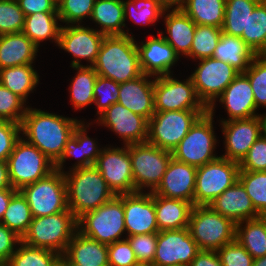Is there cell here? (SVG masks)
<instances>
[{
	"label": "cell",
	"mask_w": 266,
	"mask_h": 266,
	"mask_svg": "<svg viewBox=\"0 0 266 266\" xmlns=\"http://www.w3.org/2000/svg\"><path fill=\"white\" fill-rule=\"evenodd\" d=\"M79 123L74 118L27 107L21 131L27 136L29 144L37 147L55 164Z\"/></svg>",
	"instance_id": "6da1fadb"
},
{
	"label": "cell",
	"mask_w": 266,
	"mask_h": 266,
	"mask_svg": "<svg viewBox=\"0 0 266 266\" xmlns=\"http://www.w3.org/2000/svg\"><path fill=\"white\" fill-rule=\"evenodd\" d=\"M135 42L130 35L105 36L92 66L96 73L119 84L141 76L143 73Z\"/></svg>",
	"instance_id": "7a4b0ae2"
},
{
	"label": "cell",
	"mask_w": 266,
	"mask_h": 266,
	"mask_svg": "<svg viewBox=\"0 0 266 266\" xmlns=\"http://www.w3.org/2000/svg\"><path fill=\"white\" fill-rule=\"evenodd\" d=\"M64 177L68 209L77 220L116 196L94 165L71 168L70 173L64 172Z\"/></svg>",
	"instance_id": "3957f363"
},
{
	"label": "cell",
	"mask_w": 266,
	"mask_h": 266,
	"mask_svg": "<svg viewBox=\"0 0 266 266\" xmlns=\"http://www.w3.org/2000/svg\"><path fill=\"white\" fill-rule=\"evenodd\" d=\"M77 230V219L67 209L53 215L33 217L22 242L31 247L46 248L63 255Z\"/></svg>",
	"instance_id": "277c9868"
},
{
	"label": "cell",
	"mask_w": 266,
	"mask_h": 266,
	"mask_svg": "<svg viewBox=\"0 0 266 266\" xmlns=\"http://www.w3.org/2000/svg\"><path fill=\"white\" fill-rule=\"evenodd\" d=\"M188 228L201 251H218L236 240V224L209 205L192 207Z\"/></svg>",
	"instance_id": "5b68a950"
},
{
	"label": "cell",
	"mask_w": 266,
	"mask_h": 266,
	"mask_svg": "<svg viewBox=\"0 0 266 266\" xmlns=\"http://www.w3.org/2000/svg\"><path fill=\"white\" fill-rule=\"evenodd\" d=\"M78 231L83 235L110 245L126 232L123 194L82 215L77 220Z\"/></svg>",
	"instance_id": "8992f818"
},
{
	"label": "cell",
	"mask_w": 266,
	"mask_h": 266,
	"mask_svg": "<svg viewBox=\"0 0 266 266\" xmlns=\"http://www.w3.org/2000/svg\"><path fill=\"white\" fill-rule=\"evenodd\" d=\"M208 110L155 112L148 120V143L172 152L195 122Z\"/></svg>",
	"instance_id": "52a82bcc"
},
{
	"label": "cell",
	"mask_w": 266,
	"mask_h": 266,
	"mask_svg": "<svg viewBox=\"0 0 266 266\" xmlns=\"http://www.w3.org/2000/svg\"><path fill=\"white\" fill-rule=\"evenodd\" d=\"M7 164L10 185L16 190L45 178L55 170L54 163L22 137L16 142Z\"/></svg>",
	"instance_id": "ba28073f"
},
{
	"label": "cell",
	"mask_w": 266,
	"mask_h": 266,
	"mask_svg": "<svg viewBox=\"0 0 266 266\" xmlns=\"http://www.w3.org/2000/svg\"><path fill=\"white\" fill-rule=\"evenodd\" d=\"M129 155L136 192H142L143 187L153 192L161 183L172 153L144 142L129 144Z\"/></svg>",
	"instance_id": "9c48e42d"
},
{
	"label": "cell",
	"mask_w": 266,
	"mask_h": 266,
	"mask_svg": "<svg viewBox=\"0 0 266 266\" xmlns=\"http://www.w3.org/2000/svg\"><path fill=\"white\" fill-rule=\"evenodd\" d=\"M20 191L26 197L33 217L53 215L68 209L64 172L54 170Z\"/></svg>",
	"instance_id": "30bf717a"
},
{
	"label": "cell",
	"mask_w": 266,
	"mask_h": 266,
	"mask_svg": "<svg viewBox=\"0 0 266 266\" xmlns=\"http://www.w3.org/2000/svg\"><path fill=\"white\" fill-rule=\"evenodd\" d=\"M213 116V113L207 111L195 122L171 152L173 158L195 167L218 158L213 154L217 142L213 131Z\"/></svg>",
	"instance_id": "8fae6325"
},
{
	"label": "cell",
	"mask_w": 266,
	"mask_h": 266,
	"mask_svg": "<svg viewBox=\"0 0 266 266\" xmlns=\"http://www.w3.org/2000/svg\"><path fill=\"white\" fill-rule=\"evenodd\" d=\"M239 170L238 162L222 156L197 167L194 206L209 205L238 180Z\"/></svg>",
	"instance_id": "7c38bea8"
},
{
	"label": "cell",
	"mask_w": 266,
	"mask_h": 266,
	"mask_svg": "<svg viewBox=\"0 0 266 266\" xmlns=\"http://www.w3.org/2000/svg\"><path fill=\"white\" fill-rule=\"evenodd\" d=\"M239 72L230 64L210 57L201 59L198 68L190 76L196 94L209 113H214L215 100L238 76Z\"/></svg>",
	"instance_id": "4fadbf2b"
},
{
	"label": "cell",
	"mask_w": 266,
	"mask_h": 266,
	"mask_svg": "<svg viewBox=\"0 0 266 266\" xmlns=\"http://www.w3.org/2000/svg\"><path fill=\"white\" fill-rule=\"evenodd\" d=\"M154 80L155 112L170 110H208L199 100L192 78L182 82L171 75Z\"/></svg>",
	"instance_id": "5bb4252c"
},
{
	"label": "cell",
	"mask_w": 266,
	"mask_h": 266,
	"mask_svg": "<svg viewBox=\"0 0 266 266\" xmlns=\"http://www.w3.org/2000/svg\"><path fill=\"white\" fill-rule=\"evenodd\" d=\"M94 166L116 196L136 192L129 145H124V148L105 147Z\"/></svg>",
	"instance_id": "9a60e30c"
},
{
	"label": "cell",
	"mask_w": 266,
	"mask_h": 266,
	"mask_svg": "<svg viewBox=\"0 0 266 266\" xmlns=\"http://www.w3.org/2000/svg\"><path fill=\"white\" fill-rule=\"evenodd\" d=\"M201 250L189 228L159 231L153 266L190 265Z\"/></svg>",
	"instance_id": "2e32d148"
},
{
	"label": "cell",
	"mask_w": 266,
	"mask_h": 266,
	"mask_svg": "<svg viewBox=\"0 0 266 266\" xmlns=\"http://www.w3.org/2000/svg\"><path fill=\"white\" fill-rule=\"evenodd\" d=\"M105 35L93 28L83 27L80 24L62 26L59 35L58 46L73 55L71 67L83 66L80 64L82 58L87 59L93 66L97 59L99 49Z\"/></svg>",
	"instance_id": "e0dca14e"
},
{
	"label": "cell",
	"mask_w": 266,
	"mask_h": 266,
	"mask_svg": "<svg viewBox=\"0 0 266 266\" xmlns=\"http://www.w3.org/2000/svg\"><path fill=\"white\" fill-rule=\"evenodd\" d=\"M225 137V155L222 157L240 163L250 147L262 135L260 116L221 121Z\"/></svg>",
	"instance_id": "ac0fdd59"
},
{
	"label": "cell",
	"mask_w": 266,
	"mask_h": 266,
	"mask_svg": "<svg viewBox=\"0 0 266 266\" xmlns=\"http://www.w3.org/2000/svg\"><path fill=\"white\" fill-rule=\"evenodd\" d=\"M123 205L128 236L159 232L152 192L123 194Z\"/></svg>",
	"instance_id": "d6986e66"
},
{
	"label": "cell",
	"mask_w": 266,
	"mask_h": 266,
	"mask_svg": "<svg viewBox=\"0 0 266 266\" xmlns=\"http://www.w3.org/2000/svg\"><path fill=\"white\" fill-rule=\"evenodd\" d=\"M98 120L101 125L109 127L118 134L125 145L147 141L148 120L133 113L119 102L112 104Z\"/></svg>",
	"instance_id": "ffe728a7"
},
{
	"label": "cell",
	"mask_w": 266,
	"mask_h": 266,
	"mask_svg": "<svg viewBox=\"0 0 266 266\" xmlns=\"http://www.w3.org/2000/svg\"><path fill=\"white\" fill-rule=\"evenodd\" d=\"M197 167L171 158L161 183L152 192L166 198L181 199L194 206Z\"/></svg>",
	"instance_id": "44dd1931"
},
{
	"label": "cell",
	"mask_w": 266,
	"mask_h": 266,
	"mask_svg": "<svg viewBox=\"0 0 266 266\" xmlns=\"http://www.w3.org/2000/svg\"><path fill=\"white\" fill-rule=\"evenodd\" d=\"M162 34L160 32L157 38L150 36L149 40L142 42L140 46L137 44L142 73L151 77L170 75L171 67L179 59V55Z\"/></svg>",
	"instance_id": "7402d4cb"
},
{
	"label": "cell",
	"mask_w": 266,
	"mask_h": 266,
	"mask_svg": "<svg viewBox=\"0 0 266 266\" xmlns=\"http://www.w3.org/2000/svg\"><path fill=\"white\" fill-rule=\"evenodd\" d=\"M150 75L142 74L136 79L119 84L118 102L142 117L149 120L155 113L154 80Z\"/></svg>",
	"instance_id": "603a6c76"
},
{
	"label": "cell",
	"mask_w": 266,
	"mask_h": 266,
	"mask_svg": "<svg viewBox=\"0 0 266 266\" xmlns=\"http://www.w3.org/2000/svg\"><path fill=\"white\" fill-rule=\"evenodd\" d=\"M209 206L215 212L231 219L235 224L260 217L245 188L238 180L217 196Z\"/></svg>",
	"instance_id": "cb8c5ba5"
},
{
	"label": "cell",
	"mask_w": 266,
	"mask_h": 266,
	"mask_svg": "<svg viewBox=\"0 0 266 266\" xmlns=\"http://www.w3.org/2000/svg\"><path fill=\"white\" fill-rule=\"evenodd\" d=\"M218 98L230 117L225 121L258 116L251 84L243 73H239Z\"/></svg>",
	"instance_id": "d4e9b609"
},
{
	"label": "cell",
	"mask_w": 266,
	"mask_h": 266,
	"mask_svg": "<svg viewBox=\"0 0 266 266\" xmlns=\"http://www.w3.org/2000/svg\"><path fill=\"white\" fill-rule=\"evenodd\" d=\"M60 260L63 263L82 266H109L108 245L95 241L77 230Z\"/></svg>",
	"instance_id": "484cf974"
},
{
	"label": "cell",
	"mask_w": 266,
	"mask_h": 266,
	"mask_svg": "<svg viewBox=\"0 0 266 266\" xmlns=\"http://www.w3.org/2000/svg\"><path fill=\"white\" fill-rule=\"evenodd\" d=\"M38 47L23 33L0 35V69L32 64Z\"/></svg>",
	"instance_id": "4316f807"
},
{
	"label": "cell",
	"mask_w": 266,
	"mask_h": 266,
	"mask_svg": "<svg viewBox=\"0 0 266 266\" xmlns=\"http://www.w3.org/2000/svg\"><path fill=\"white\" fill-rule=\"evenodd\" d=\"M84 125L85 123L83 124L80 122L75 128L73 135L65 145L63 154L54 164L55 170L63 172V163L71 156L81 158V160L73 166V169L92 166L96 163L102 149H98L99 147L96 145L95 141L86 135L85 132L87 128H85L86 126Z\"/></svg>",
	"instance_id": "83f0119b"
},
{
	"label": "cell",
	"mask_w": 266,
	"mask_h": 266,
	"mask_svg": "<svg viewBox=\"0 0 266 266\" xmlns=\"http://www.w3.org/2000/svg\"><path fill=\"white\" fill-rule=\"evenodd\" d=\"M154 207L159 231L178 230L189 226L193 207L190 202L154 194Z\"/></svg>",
	"instance_id": "f1b7e54d"
},
{
	"label": "cell",
	"mask_w": 266,
	"mask_h": 266,
	"mask_svg": "<svg viewBox=\"0 0 266 266\" xmlns=\"http://www.w3.org/2000/svg\"><path fill=\"white\" fill-rule=\"evenodd\" d=\"M165 25L168 36L162 37L169 43L175 52L185 56L190 54L196 24L181 9H172L165 16Z\"/></svg>",
	"instance_id": "f546056e"
},
{
	"label": "cell",
	"mask_w": 266,
	"mask_h": 266,
	"mask_svg": "<svg viewBox=\"0 0 266 266\" xmlns=\"http://www.w3.org/2000/svg\"><path fill=\"white\" fill-rule=\"evenodd\" d=\"M256 56L240 37L222 33L212 57L230 64L239 73H244Z\"/></svg>",
	"instance_id": "4dcf8cb0"
},
{
	"label": "cell",
	"mask_w": 266,
	"mask_h": 266,
	"mask_svg": "<svg viewBox=\"0 0 266 266\" xmlns=\"http://www.w3.org/2000/svg\"><path fill=\"white\" fill-rule=\"evenodd\" d=\"M91 19L101 26L105 36L129 35L125 27L123 0H95Z\"/></svg>",
	"instance_id": "1f68e13d"
},
{
	"label": "cell",
	"mask_w": 266,
	"mask_h": 266,
	"mask_svg": "<svg viewBox=\"0 0 266 266\" xmlns=\"http://www.w3.org/2000/svg\"><path fill=\"white\" fill-rule=\"evenodd\" d=\"M246 222L244 228L243 224ZM236 241L254 258L266 256V219L260 216L236 224Z\"/></svg>",
	"instance_id": "d6a6232c"
},
{
	"label": "cell",
	"mask_w": 266,
	"mask_h": 266,
	"mask_svg": "<svg viewBox=\"0 0 266 266\" xmlns=\"http://www.w3.org/2000/svg\"><path fill=\"white\" fill-rule=\"evenodd\" d=\"M57 12H37L25 16L23 33L37 46L46 39H53L58 44L61 25Z\"/></svg>",
	"instance_id": "836d02e7"
},
{
	"label": "cell",
	"mask_w": 266,
	"mask_h": 266,
	"mask_svg": "<svg viewBox=\"0 0 266 266\" xmlns=\"http://www.w3.org/2000/svg\"><path fill=\"white\" fill-rule=\"evenodd\" d=\"M226 0H186L181 10L196 25L222 28Z\"/></svg>",
	"instance_id": "e575fe53"
},
{
	"label": "cell",
	"mask_w": 266,
	"mask_h": 266,
	"mask_svg": "<svg viewBox=\"0 0 266 266\" xmlns=\"http://www.w3.org/2000/svg\"><path fill=\"white\" fill-rule=\"evenodd\" d=\"M32 64L0 69V84L19 96L24 102L39 83L38 73Z\"/></svg>",
	"instance_id": "d590c367"
},
{
	"label": "cell",
	"mask_w": 266,
	"mask_h": 266,
	"mask_svg": "<svg viewBox=\"0 0 266 266\" xmlns=\"http://www.w3.org/2000/svg\"><path fill=\"white\" fill-rule=\"evenodd\" d=\"M261 0H226L222 32L241 37L247 29L248 16Z\"/></svg>",
	"instance_id": "8d00e7d4"
},
{
	"label": "cell",
	"mask_w": 266,
	"mask_h": 266,
	"mask_svg": "<svg viewBox=\"0 0 266 266\" xmlns=\"http://www.w3.org/2000/svg\"><path fill=\"white\" fill-rule=\"evenodd\" d=\"M33 219L26 197L18 190L11 198L4 212L1 224L7 226L20 238L28 231Z\"/></svg>",
	"instance_id": "74e56055"
},
{
	"label": "cell",
	"mask_w": 266,
	"mask_h": 266,
	"mask_svg": "<svg viewBox=\"0 0 266 266\" xmlns=\"http://www.w3.org/2000/svg\"><path fill=\"white\" fill-rule=\"evenodd\" d=\"M77 69V75L70 85L72 104L76 109H83L87 105L94 103V85L98 74L92 66H73Z\"/></svg>",
	"instance_id": "f35d334b"
},
{
	"label": "cell",
	"mask_w": 266,
	"mask_h": 266,
	"mask_svg": "<svg viewBox=\"0 0 266 266\" xmlns=\"http://www.w3.org/2000/svg\"><path fill=\"white\" fill-rule=\"evenodd\" d=\"M240 38L256 55L266 51V5L262 1L249 14L247 29Z\"/></svg>",
	"instance_id": "ab89813d"
},
{
	"label": "cell",
	"mask_w": 266,
	"mask_h": 266,
	"mask_svg": "<svg viewBox=\"0 0 266 266\" xmlns=\"http://www.w3.org/2000/svg\"><path fill=\"white\" fill-rule=\"evenodd\" d=\"M10 257L7 264L9 266H55L61 255L55 251L31 247L21 242Z\"/></svg>",
	"instance_id": "60d3db41"
},
{
	"label": "cell",
	"mask_w": 266,
	"mask_h": 266,
	"mask_svg": "<svg viewBox=\"0 0 266 266\" xmlns=\"http://www.w3.org/2000/svg\"><path fill=\"white\" fill-rule=\"evenodd\" d=\"M238 181L260 216L266 213V171H239Z\"/></svg>",
	"instance_id": "b9f144b4"
},
{
	"label": "cell",
	"mask_w": 266,
	"mask_h": 266,
	"mask_svg": "<svg viewBox=\"0 0 266 266\" xmlns=\"http://www.w3.org/2000/svg\"><path fill=\"white\" fill-rule=\"evenodd\" d=\"M222 33L221 28L196 25L190 54L188 56L199 60L212 57Z\"/></svg>",
	"instance_id": "7bdbcfd3"
},
{
	"label": "cell",
	"mask_w": 266,
	"mask_h": 266,
	"mask_svg": "<svg viewBox=\"0 0 266 266\" xmlns=\"http://www.w3.org/2000/svg\"><path fill=\"white\" fill-rule=\"evenodd\" d=\"M124 17L132 19L135 23L152 24L167 11L159 0H127L123 1Z\"/></svg>",
	"instance_id": "ee69618b"
},
{
	"label": "cell",
	"mask_w": 266,
	"mask_h": 266,
	"mask_svg": "<svg viewBox=\"0 0 266 266\" xmlns=\"http://www.w3.org/2000/svg\"><path fill=\"white\" fill-rule=\"evenodd\" d=\"M243 74L251 84L256 109L266 107V58L257 55Z\"/></svg>",
	"instance_id": "f6af8a7d"
},
{
	"label": "cell",
	"mask_w": 266,
	"mask_h": 266,
	"mask_svg": "<svg viewBox=\"0 0 266 266\" xmlns=\"http://www.w3.org/2000/svg\"><path fill=\"white\" fill-rule=\"evenodd\" d=\"M95 0H58L57 13L61 22L79 24L83 18H91Z\"/></svg>",
	"instance_id": "bcb514c9"
},
{
	"label": "cell",
	"mask_w": 266,
	"mask_h": 266,
	"mask_svg": "<svg viewBox=\"0 0 266 266\" xmlns=\"http://www.w3.org/2000/svg\"><path fill=\"white\" fill-rule=\"evenodd\" d=\"M25 14L17 0H0V35L22 32Z\"/></svg>",
	"instance_id": "7dc6e473"
},
{
	"label": "cell",
	"mask_w": 266,
	"mask_h": 266,
	"mask_svg": "<svg viewBox=\"0 0 266 266\" xmlns=\"http://www.w3.org/2000/svg\"><path fill=\"white\" fill-rule=\"evenodd\" d=\"M24 101L0 84V120L22 124L27 107Z\"/></svg>",
	"instance_id": "c3c4849f"
},
{
	"label": "cell",
	"mask_w": 266,
	"mask_h": 266,
	"mask_svg": "<svg viewBox=\"0 0 266 266\" xmlns=\"http://www.w3.org/2000/svg\"><path fill=\"white\" fill-rule=\"evenodd\" d=\"M119 99V83L112 79L97 76L94 85V103L98 107L97 115H101Z\"/></svg>",
	"instance_id": "681fc988"
},
{
	"label": "cell",
	"mask_w": 266,
	"mask_h": 266,
	"mask_svg": "<svg viewBox=\"0 0 266 266\" xmlns=\"http://www.w3.org/2000/svg\"><path fill=\"white\" fill-rule=\"evenodd\" d=\"M158 233L127 236L139 264H153Z\"/></svg>",
	"instance_id": "f907efd6"
},
{
	"label": "cell",
	"mask_w": 266,
	"mask_h": 266,
	"mask_svg": "<svg viewBox=\"0 0 266 266\" xmlns=\"http://www.w3.org/2000/svg\"><path fill=\"white\" fill-rule=\"evenodd\" d=\"M222 266H252L254 258L236 240L218 251Z\"/></svg>",
	"instance_id": "816d5d0a"
},
{
	"label": "cell",
	"mask_w": 266,
	"mask_h": 266,
	"mask_svg": "<svg viewBox=\"0 0 266 266\" xmlns=\"http://www.w3.org/2000/svg\"><path fill=\"white\" fill-rule=\"evenodd\" d=\"M239 171H266V138L261 135L239 163Z\"/></svg>",
	"instance_id": "f5cc1de1"
},
{
	"label": "cell",
	"mask_w": 266,
	"mask_h": 266,
	"mask_svg": "<svg viewBox=\"0 0 266 266\" xmlns=\"http://www.w3.org/2000/svg\"><path fill=\"white\" fill-rule=\"evenodd\" d=\"M109 266H137L138 260L127 239L108 245Z\"/></svg>",
	"instance_id": "db71d44e"
},
{
	"label": "cell",
	"mask_w": 266,
	"mask_h": 266,
	"mask_svg": "<svg viewBox=\"0 0 266 266\" xmlns=\"http://www.w3.org/2000/svg\"><path fill=\"white\" fill-rule=\"evenodd\" d=\"M21 124L0 120V161L8 160L21 136Z\"/></svg>",
	"instance_id": "11a10c76"
},
{
	"label": "cell",
	"mask_w": 266,
	"mask_h": 266,
	"mask_svg": "<svg viewBox=\"0 0 266 266\" xmlns=\"http://www.w3.org/2000/svg\"><path fill=\"white\" fill-rule=\"evenodd\" d=\"M21 242L22 238L0 223V263H7L16 251V243L19 245Z\"/></svg>",
	"instance_id": "9f6ffc18"
},
{
	"label": "cell",
	"mask_w": 266,
	"mask_h": 266,
	"mask_svg": "<svg viewBox=\"0 0 266 266\" xmlns=\"http://www.w3.org/2000/svg\"><path fill=\"white\" fill-rule=\"evenodd\" d=\"M25 16L37 12H57V0H17Z\"/></svg>",
	"instance_id": "6f0895ef"
},
{
	"label": "cell",
	"mask_w": 266,
	"mask_h": 266,
	"mask_svg": "<svg viewBox=\"0 0 266 266\" xmlns=\"http://www.w3.org/2000/svg\"><path fill=\"white\" fill-rule=\"evenodd\" d=\"M190 266H222L217 251H200Z\"/></svg>",
	"instance_id": "680465c9"
},
{
	"label": "cell",
	"mask_w": 266,
	"mask_h": 266,
	"mask_svg": "<svg viewBox=\"0 0 266 266\" xmlns=\"http://www.w3.org/2000/svg\"><path fill=\"white\" fill-rule=\"evenodd\" d=\"M17 191L18 190L13 188L0 189V222L3 218L4 212L6 211L12 196Z\"/></svg>",
	"instance_id": "91938a15"
},
{
	"label": "cell",
	"mask_w": 266,
	"mask_h": 266,
	"mask_svg": "<svg viewBox=\"0 0 266 266\" xmlns=\"http://www.w3.org/2000/svg\"><path fill=\"white\" fill-rule=\"evenodd\" d=\"M12 188L8 178V164L0 161V189Z\"/></svg>",
	"instance_id": "94428289"
},
{
	"label": "cell",
	"mask_w": 266,
	"mask_h": 266,
	"mask_svg": "<svg viewBox=\"0 0 266 266\" xmlns=\"http://www.w3.org/2000/svg\"><path fill=\"white\" fill-rule=\"evenodd\" d=\"M159 1H160L161 5L166 10H168V12H169V9L172 7L174 8V6H175L174 9H181L186 2V0H159Z\"/></svg>",
	"instance_id": "6125c7cd"
},
{
	"label": "cell",
	"mask_w": 266,
	"mask_h": 266,
	"mask_svg": "<svg viewBox=\"0 0 266 266\" xmlns=\"http://www.w3.org/2000/svg\"><path fill=\"white\" fill-rule=\"evenodd\" d=\"M252 266H266V256L254 259Z\"/></svg>",
	"instance_id": "be15d7a7"
},
{
	"label": "cell",
	"mask_w": 266,
	"mask_h": 266,
	"mask_svg": "<svg viewBox=\"0 0 266 266\" xmlns=\"http://www.w3.org/2000/svg\"><path fill=\"white\" fill-rule=\"evenodd\" d=\"M260 119L262 122V135L266 138V114L265 116L260 114Z\"/></svg>",
	"instance_id": "e7e4bbea"
},
{
	"label": "cell",
	"mask_w": 266,
	"mask_h": 266,
	"mask_svg": "<svg viewBox=\"0 0 266 266\" xmlns=\"http://www.w3.org/2000/svg\"><path fill=\"white\" fill-rule=\"evenodd\" d=\"M66 266H82L79 264H75V263H64Z\"/></svg>",
	"instance_id": "03108f58"
},
{
	"label": "cell",
	"mask_w": 266,
	"mask_h": 266,
	"mask_svg": "<svg viewBox=\"0 0 266 266\" xmlns=\"http://www.w3.org/2000/svg\"><path fill=\"white\" fill-rule=\"evenodd\" d=\"M55 266H66L61 260H59Z\"/></svg>",
	"instance_id": "003e7915"
},
{
	"label": "cell",
	"mask_w": 266,
	"mask_h": 266,
	"mask_svg": "<svg viewBox=\"0 0 266 266\" xmlns=\"http://www.w3.org/2000/svg\"><path fill=\"white\" fill-rule=\"evenodd\" d=\"M137 266H153L152 264H139Z\"/></svg>",
	"instance_id": "a7ac6f4b"
},
{
	"label": "cell",
	"mask_w": 266,
	"mask_h": 266,
	"mask_svg": "<svg viewBox=\"0 0 266 266\" xmlns=\"http://www.w3.org/2000/svg\"><path fill=\"white\" fill-rule=\"evenodd\" d=\"M0 266H9L7 263H0Z\"/></svg>",
	"instance_id": "89a4df30"
},
{
	"label": "cell",
	"mask_w": 266,
	"mask_h": 266,
	"mask_svg": "<svg viewBox=\"0 0 266 266\" xmlns=\"http://www.w3.org/2000/svg\"><path fill=\"white\" fill-rule=\"evenodd\" d=\"M262 56H264L266 58V51L262 54Z\"/></svg>",
	"instance_id": "2644e50d"
}]
</instances>
